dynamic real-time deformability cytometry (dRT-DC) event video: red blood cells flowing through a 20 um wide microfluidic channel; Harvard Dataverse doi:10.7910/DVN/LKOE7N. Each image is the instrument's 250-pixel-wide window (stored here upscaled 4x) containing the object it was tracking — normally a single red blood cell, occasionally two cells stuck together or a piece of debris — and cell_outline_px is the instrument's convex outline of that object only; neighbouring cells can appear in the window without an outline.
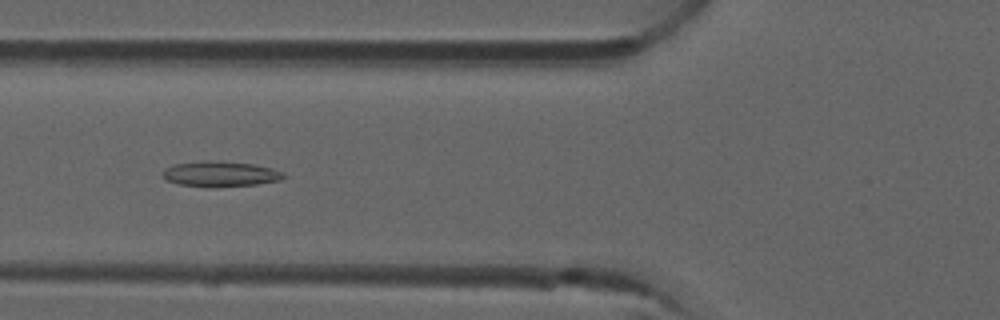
{"species": "common noctule bat (a hibernating species)", "species_latin": "Nyctalus noctula", "temperature_condition": "room temperature", "stored_images_in_passage": 9, "camera_frame_rate_fps": 3000, "um_per_image_px": 0.085, "animal": {"sex": "male", "forearm_length_mm": 52.5}, "frame": {"image": 1, "passage_image": 6, "time_ms": 1.667, "image_size_px": [1000, 320], "cell_outline_px": [[288, 176], [280, 180], [256, 184], [212, 188], [176, 184], [164, 180], [164, 168], [176, 164], [252, 164], [272, 168], [284, 172]], "centroid_in_image_um": [18.78, 14.87], "position_along_channel_um": 107.0, "area_um2": 16.94}}
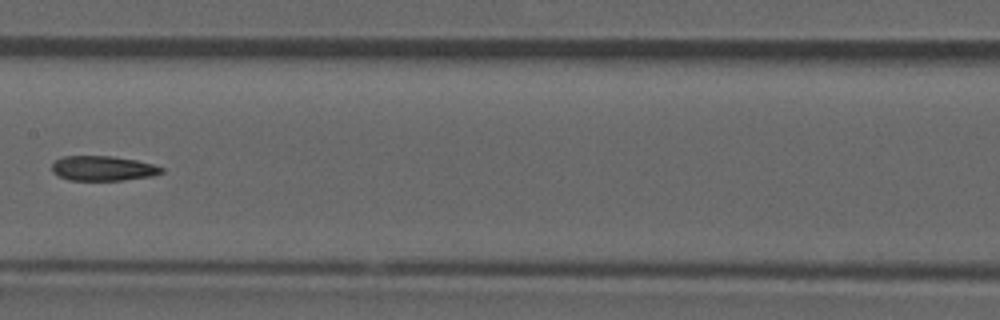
{"frame": {"image": 2, "passage_image": 8, "time_ms": 2.333, "image_size_px": [1000, 320], "cell_outline_px": [[164, 172], [152, 176], [124, 180], [68, 180], [52, 172], [52, 164], [56, 160], [64, 156], [112, 156], [136, 160], [152, 164], [164, 168]], "centroid_in_image_um": [8.76, 14.31], "position_along_channel_um": 198.6, "area_um2": 15.84}}
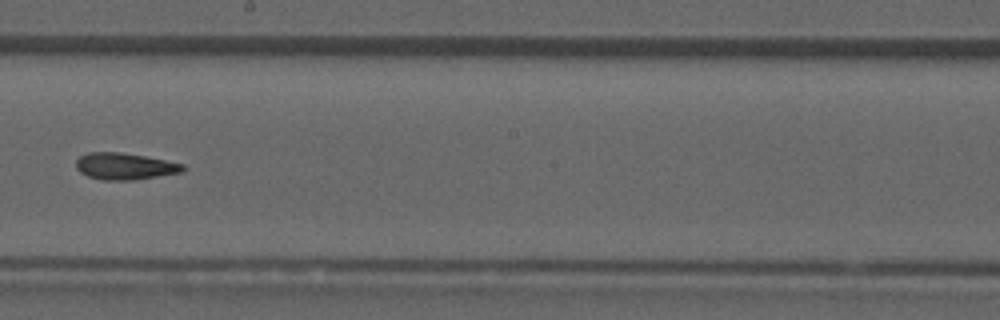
{"frame": {"image": 3, "passage_image": 9, "time_ms": 2.667, "image_size_px": [1000, 320], "cell_outline_px": [[188, 168], [180, 172], [132, 180], [104, 180], [88, 176], [80, 172], [76, 168], [76, 160], [80, 156], [88, 152], [120, 152], [144, 156], [184, 164]], "centroid_in_image_um": [10.58, 14.12], "position_along_channel_um": 237.6, "area_um2": 16.47}}